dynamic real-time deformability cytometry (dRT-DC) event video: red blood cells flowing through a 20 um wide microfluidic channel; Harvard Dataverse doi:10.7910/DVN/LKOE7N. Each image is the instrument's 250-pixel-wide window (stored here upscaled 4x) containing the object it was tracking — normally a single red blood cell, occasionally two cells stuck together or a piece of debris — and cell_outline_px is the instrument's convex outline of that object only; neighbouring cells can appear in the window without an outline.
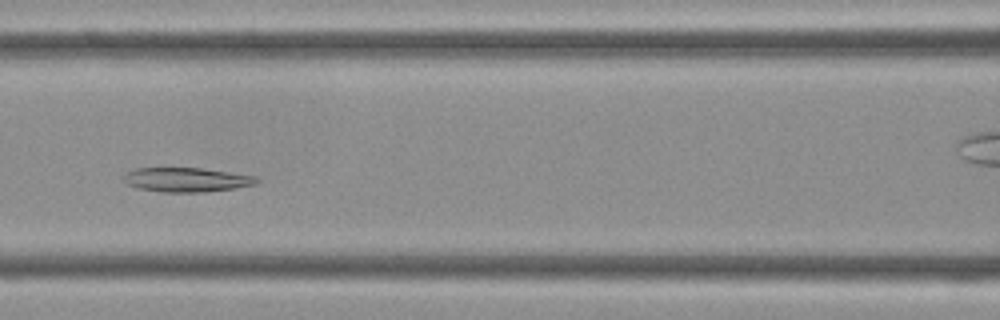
{"species": "Egyptian fruit bat (a non-hibernating species)", "species_latin": "Rousettus aegyptiacus", "temperature_condition": "cold", "stored_images_in_passage": 43, "camera_frame_rate_fps": 3000, "um_per_image_px": 0.085, "frame": {"image": 1, "passage_image": 17, "time_ms": 5.333, "image_size_px": [1000, 320], "cell_outline_px": [[260, 180], [256, 184], [232, 188], [204, 192], [160, 192], [140, 188], [128, 184], [124, 180], [124, 176], [128, 172], [136, 168], [200, 168], [256, 176]], "centroid_in_image_um": [15.87, 15.28], "position_along_channel_um": 150.7, "area_um2": 18.55}}
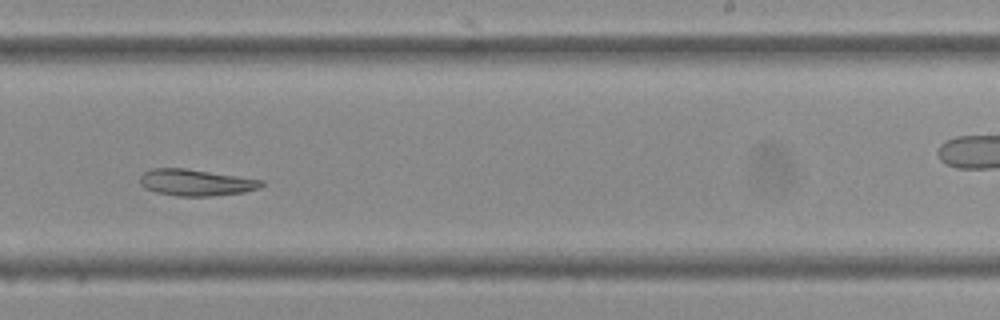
{"frame": {"image": 2, "passage_image": 25, "time_ms": 8.0, "image_size_px": [1000, 320], "cell_outline_px": [[264, 184], [260, 188], [244, 192], [212, 196], [176, 196], [156, 192], [144, 188], [140, 184], [140, 176], [144, 172], [152, 168], [184, 168], [264, 180]], "centroid_in_image_um": [16.64, 15.52], "position_along_channel_um": 272.4, "area_um2": 18.79}}
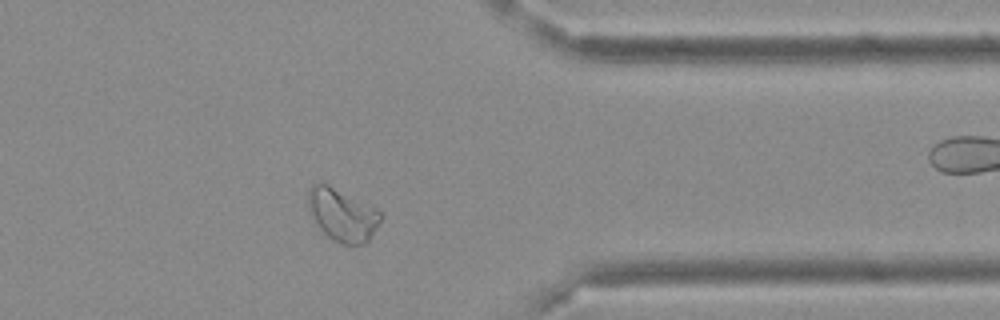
{"frame": {"image": 3, "passage_image": 33, "time_ms": 10.667, "image_size_px": [1000, 320], "cell_outline_px": [[384, 216], [368, 240], [364, 244], [344, 244], [332, 240], [316, 224], [308, 208], [308, 188], [312, 184], [328, 184], [380, 212]], "centroid_in_image_um": [29.07, 18.27], "position_along_channel_um": 382.3, "area_um2": 21.68}}